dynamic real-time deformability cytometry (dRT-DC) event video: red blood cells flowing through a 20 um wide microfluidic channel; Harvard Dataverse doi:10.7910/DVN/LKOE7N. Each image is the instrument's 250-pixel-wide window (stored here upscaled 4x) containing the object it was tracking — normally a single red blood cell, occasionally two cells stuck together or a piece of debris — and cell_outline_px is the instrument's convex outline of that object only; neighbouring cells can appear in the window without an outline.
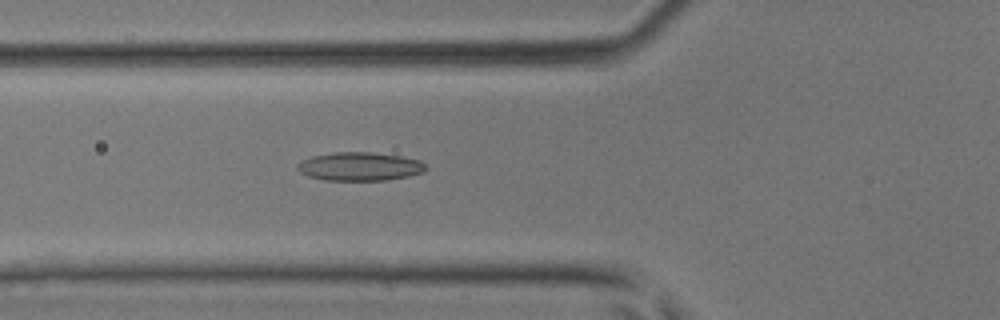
{"species": "common noctule bat (a hibernating species)", "species_latin": "Nyctalus noctula", "temperature_condition": "room temperature", "stored_images_in_passage": 34, "camera_frame_rate_fps": 3000, "um_per_image_px": 0.085, "animal": {"sex": "male", "body_mass_g": 17.9, "forearm_length_mm": 54.2}, "frame": {"image": 1, "passage_image": 11, "time_ms": 3.333, "image_size_px": [1000, 320], "cell_outline_px": [[428, 168], [424, 172], [408, 176], [388, 180], [324, 180], [308, 176], [300, 172], [296, 168], [296, 164], [312, 156], [332, 152], [372, 152], [400, 156], [420, 160]], "centroid_in_image_um": [30.58, 14.15], "position_along_channel_um": 95.2, "area_um2": 21.39}}
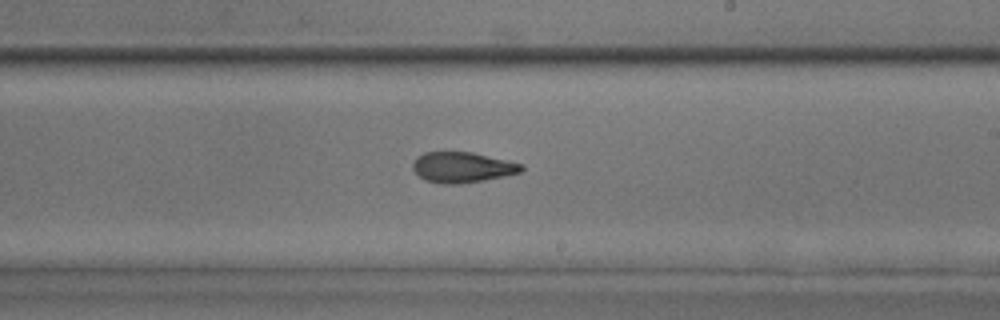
{"frame": {"image": 2, "passage_image": 21, "time_ms": 6.667, "image_size_px": [1000, 320], "cell_outline_px": [[524, 168], [520, 172], [504, 176], [484, 180], [460, 184], [444, 184], [424, 180], [412, 168], [412, 164], [416, 156], [424, 152], [472, 152], [508, 160], [524, 164]], "centroid_in_image_um": [39.29, 14.21], "position_along_channel_um": 249.7, "area_um2": 19.42}}
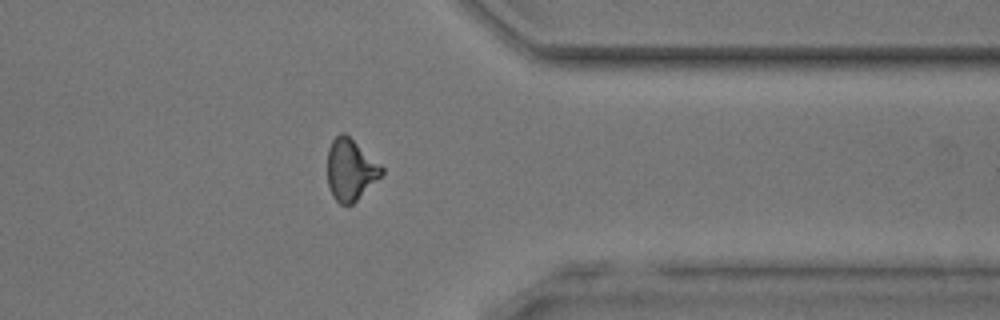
{"frame": {"image": 3, "passage_image": 30, "time_ms": 9.667, "image_size_px": [1000, 320], "cell_outline_px": [[384, 172], [352, 204], [340, 204], [332, 196], [328, 184], [328, 148], [332, 140], [340, 132], [344, 132], [380, 164], [384, 168]], "centroid_in_image_um": [29.77, 14.41], "position_along_channel_um": 381.6, "area_um2": 19.07}}